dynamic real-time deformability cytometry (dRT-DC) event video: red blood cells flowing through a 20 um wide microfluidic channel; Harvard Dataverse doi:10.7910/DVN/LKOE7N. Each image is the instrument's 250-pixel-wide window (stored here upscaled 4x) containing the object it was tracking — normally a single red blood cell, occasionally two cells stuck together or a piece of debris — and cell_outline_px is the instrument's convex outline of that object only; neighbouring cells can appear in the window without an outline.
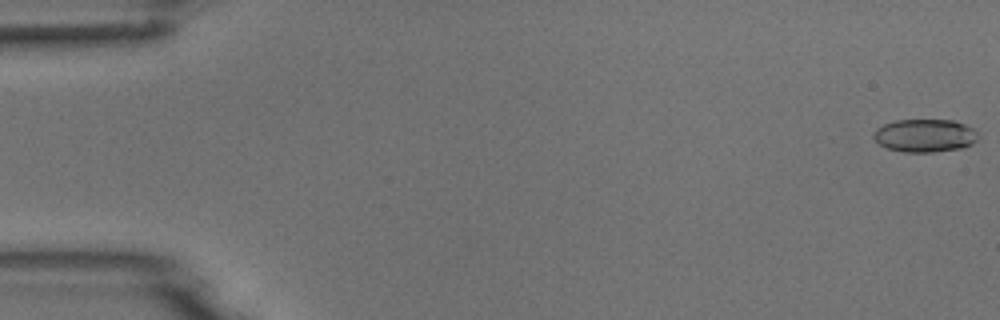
{"species": "common noctule bat (a hibernating species)", "species_latin": "Nyctalus noctula", "temperature_condition": "room temperature", "stored_images_in_passage": 52, "camera_frame_rate_fps": 3000, "um_per_image_px": 0.085, "animal": {"sex": "male", "body_mass_g": 18.8}, "frame": {"image": 1, "passage_image": 1, "time_ms": 0.0, "image_size_px": [1000, 320], "cell_outline_px": [[976, 140], [972, 144], [964, 148], [932, 152], [904, 152], [888, 148], [880, 144], [872, 136], [876, 128], [884, 124], [896, 120], [952, 120], [964, 124], [972, 128], [976, 132]], "centroid_in_image_um": [78.6, 11.52], "position_along_channel_um": 6.4, "area_um2": 20.0}}
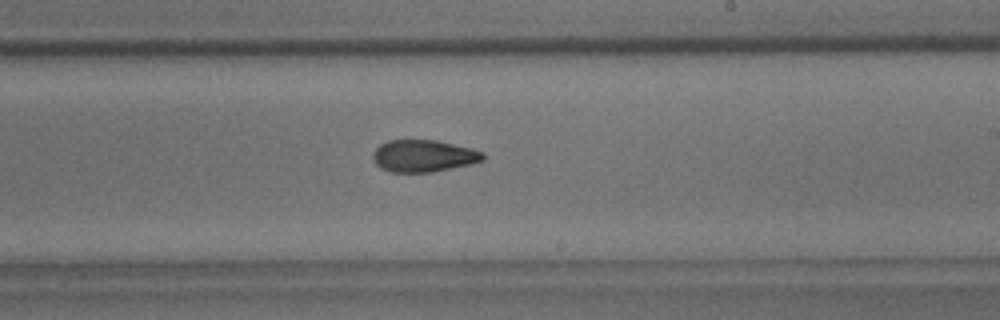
{"frame": {"image": 2, "passage_image": 31, "time_ms": 10.0, "image_size_px": [1000, 320], "cell_outline_px": [[484, 160], [472, 164], [432, 172], [392, 172], [380, 168], [376, 164], [372, 156], [372, 152], [380, 144], [388, 140], [436, 140], [472, 148], [484, 152]], "centroid_in_image_um": [36.0, 13.25], "position_along_channel_um": 253.0, "area_um2": 20.69}}
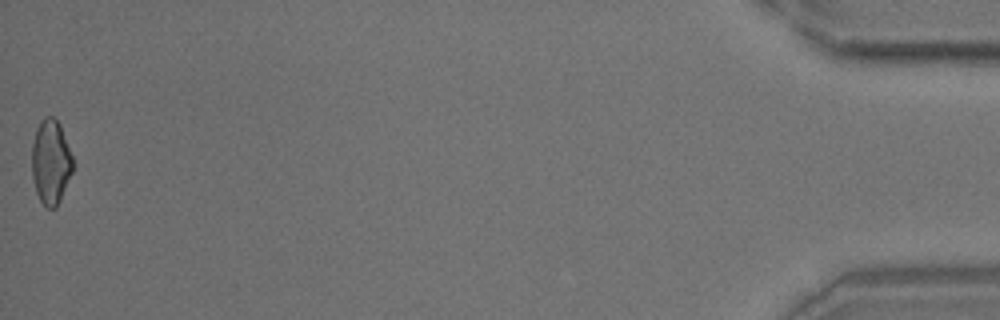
{"frame": {"image": 3, "passage_image": 52, "time_ms": 17.0, "image_size_px": [1000, 320], "cell_outline_px": [[72, 172], [60, 200], [56, 208], [48, 208], [40, 200], [36, 192], [32, 180], [32, 144], [36, 128], [40, 120], [44, 116], [52, 116], [60, 124], [72, 156]], "centroid_in_image_um": [4.29, 13.75], "position_along_channel_um": 430.9, "area_um2": 20.17}}